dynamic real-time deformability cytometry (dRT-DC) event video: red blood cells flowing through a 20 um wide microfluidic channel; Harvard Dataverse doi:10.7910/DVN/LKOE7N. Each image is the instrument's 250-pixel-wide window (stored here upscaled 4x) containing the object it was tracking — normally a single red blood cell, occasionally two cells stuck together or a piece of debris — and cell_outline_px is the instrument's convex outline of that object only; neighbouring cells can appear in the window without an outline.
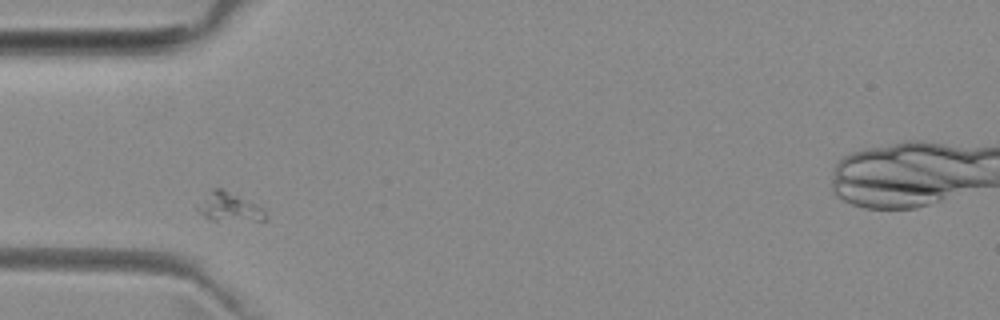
{"species": "common noctule bat (a hibernating species)", "species_latin": "Nyctalus noctula", "temperature_condition": "room temperature", "stored_images_in_passage": 4, "camera_frame_rate_fps": 3000, "um_per_image_px": 0.085, "animal": {"sex": "female", "body_mass_g": 29.2, "forearm_length_mm": 56.3}, "frame": {"image": 1, "passage_image": 1, "time_ms": 0.0, "image_size_px": [1000, 320], "cell_outline_px": [[264, 220], [212, 220], [204, 216], [196, 208], [212, 188], [220, 188], [260, 204], [264, 208]], "centroid_in_image_um": [19.51, 17.58], "position_along_channel_um": 65.5, "area_um2": 11.16}}